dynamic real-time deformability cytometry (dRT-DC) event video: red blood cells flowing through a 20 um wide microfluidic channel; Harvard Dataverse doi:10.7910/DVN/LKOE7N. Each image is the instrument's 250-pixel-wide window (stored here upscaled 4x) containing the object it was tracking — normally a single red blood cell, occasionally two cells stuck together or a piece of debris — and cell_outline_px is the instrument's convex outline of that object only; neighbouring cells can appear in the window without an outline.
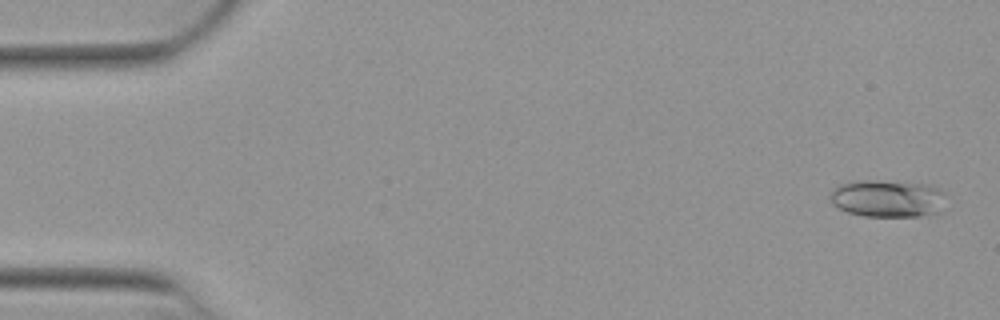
{"species": "Egyptian fruit bat (a non-hibernating species)", "species_latin": "Rousettus aegyptiacus", "temperature_condition": "warm", "stored_images_in_passage": 53, "camera_frame_rate_fps": 3000, "um_per_image_px": 0.085, "animal": {"sex": "female"}, "frame": {"image": 1, "passage_image": 2, "time_ms": 0.333, "image_size_px": [1000, 320], "cell_outline_px": [[944, 192], [936, 212], [920, 216], [864, 216], [848, 212], [832, 204], [828, 196], [832, 188], [840, 184], [856, 180], [876, 180], [932, 184]], "centroid_in_image_um": [75.34, 16.84], "position_along_channel_um": 9.7, "area_um2": 25.09}}
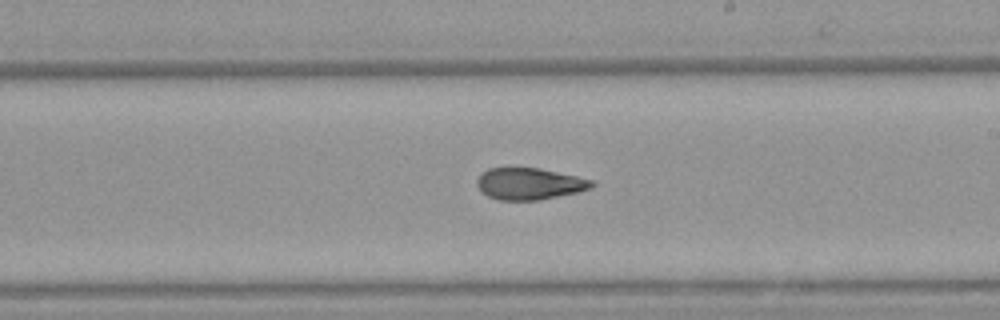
{"frame": {"image": 2, "passage_image": 30, "time_ms": 9.667, "image_size_px": [1000, 320], "cell_outline_px": [[596, 184], [592, 188], [580, 192], [540, 200], [500, 200], [488, 196], [476, 184], [476, 180], [480, 172], [488, 168], [540, 168], [576, 176], [592, 180]], "centroid_in_image_um": [45.02, 15.62], "position_along_channel_um": 244.0, "area_um2": 21.33}}
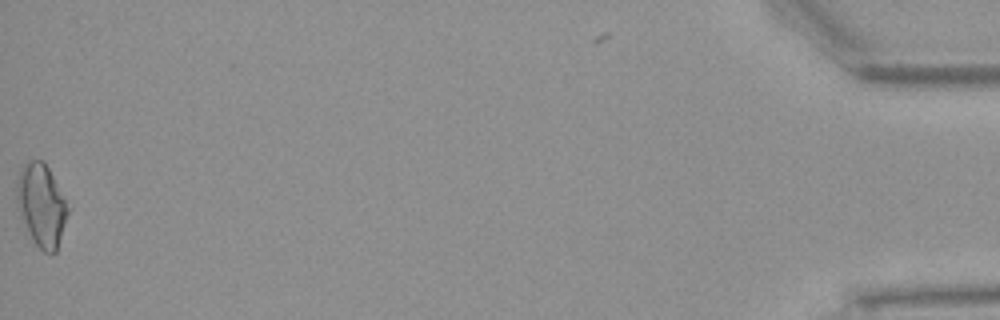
{"frame": {"image": 3, "passage_image": 52, "time_ms": 17.0, "image_size_px": [1000, 320], "cell_outline_px": [[68, 212], [56, 252], [44, 252], [32, 240], [20, 216], [16, 200], [16, 180], [20, 168], [28, 160], [44, 160], [68, 208]], "centroid_in_image_um": [3.47, 17.42], "position_along_channel_um": 431.7, "area_um2": 24.16}, "authors_computed_cell_mechanics": {"area_um2": 22.0796, "velocity_mm_per_s": 3.9415, "shape_relaxation_time_tau1_ms": 6.7102, "shape_relaxation_time_tau2_ms": 4.3013, "deformation_change_tau1": 0.1812, "deformation_change_tau2": 0.1301}}